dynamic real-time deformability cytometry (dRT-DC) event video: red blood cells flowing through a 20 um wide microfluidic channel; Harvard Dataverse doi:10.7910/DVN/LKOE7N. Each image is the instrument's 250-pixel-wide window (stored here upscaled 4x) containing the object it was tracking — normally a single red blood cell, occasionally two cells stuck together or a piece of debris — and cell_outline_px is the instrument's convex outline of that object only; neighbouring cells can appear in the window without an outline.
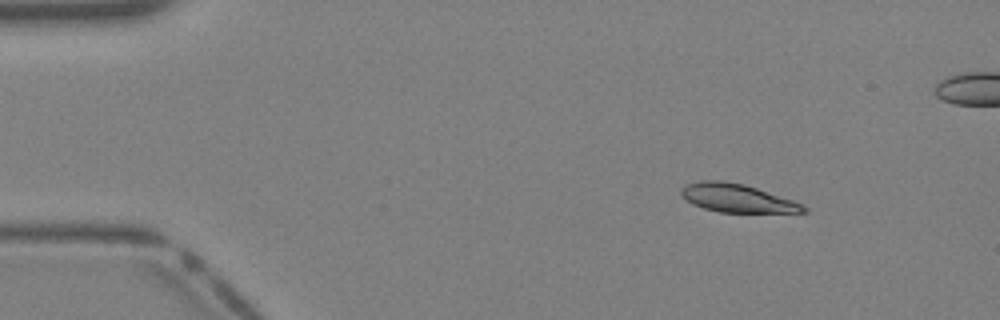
{"species": "Egyptian fruit bat (a non-hibernating species)", "species_latin": "Rousettus aegyptiacus", "temperature_condition": "warm", "stored_images_in_passage": 36, "camera_frame_rate_fps": 3000, "um_per_image_px": 0.085, "animal": {"sex": "female"}, "frame": {"image": 1, "passage_image": 1, "time_ms": 0.0, "image_size_px": [1000, 320], "cell_outline_px": [[808, 212], [720, 212], [704, 208], [692, 204], [680, 192], [680, 188], [688, 184], [700, 180], [724, 180], [744, 184], [804, 204], [808, 208]], "centroid_in_image_um": [62.66, 16.83], "position_along_channel_um": 22.3, "area_um2": 20.0}}
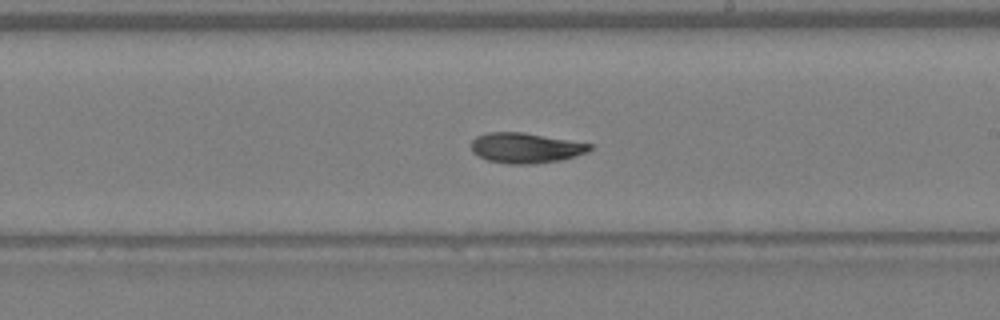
{"frame": {"image": 2, "passage_image": 19, "time_ms": 6.0, "image_size_px": [1000, 320], "cell_outline_px": [[592, 148], [588, 152], [576, 156], [560, 160], [532, 164], [508, 164], [488, 160], [472, 152], [472, 140], [476, 136], [488, 132], [524, 132], [592, 144]], "centroid_in_image_um": [44.69, 12.57], "position_along_channel_um": 244.3, "area_um2": 20.87}}
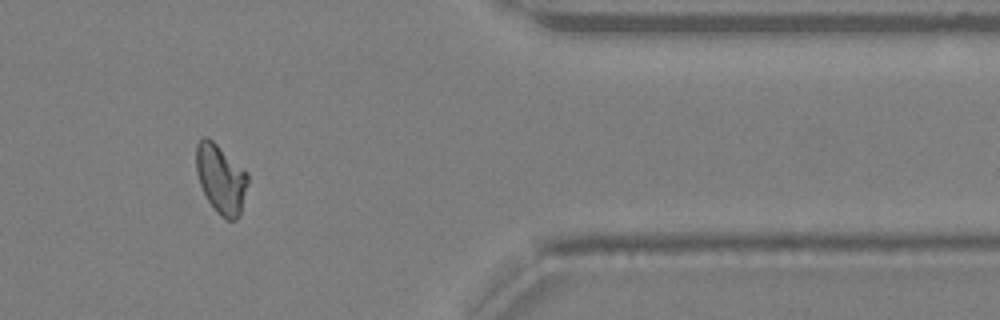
{"frame": {"image": 3, "passage_image": 29, "time_ms": 9.333, "image_size_px": [1000, 320], "cell_outline_px": [[248, 184], [240, 216], [236, 220], [224, 220], [216, 212], [208, 200], [200, 184], [196, 172], [196, 144], [204, 136], [208, 136], [248, 172]], "centroid_in_image_um": [18.79, 15.22], "position_along_channel_um": 392.6, "area_um2": 21.04}}